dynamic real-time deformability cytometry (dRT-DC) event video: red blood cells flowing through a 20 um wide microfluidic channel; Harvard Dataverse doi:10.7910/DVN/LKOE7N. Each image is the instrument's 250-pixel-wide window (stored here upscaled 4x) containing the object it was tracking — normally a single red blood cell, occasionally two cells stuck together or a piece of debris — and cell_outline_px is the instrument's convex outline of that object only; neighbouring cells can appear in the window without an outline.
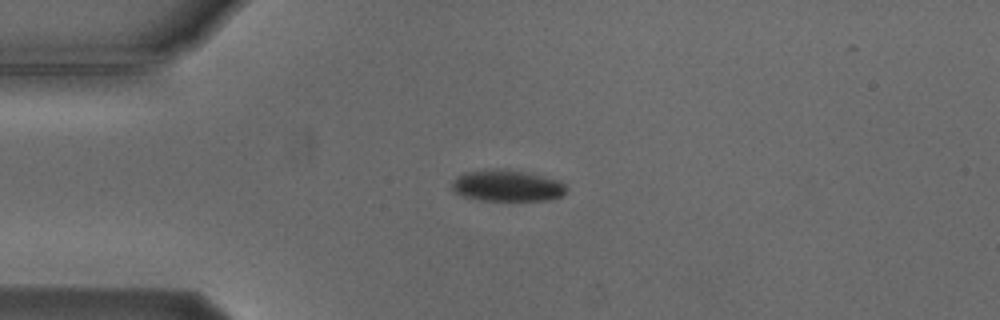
{"species": "Egyptian fruit bat (a non-hibernating species)", "species_latin": "Rousettus aegyptiacus", "temperature_condition": "cold", "stored_images_in_passage": 4, "camera_frame_rate_fps": 3000, "um_per_image_px": 0.085, "animal": {"sex": "male"}, "frame": {"image": 1, "passage_image": 1, "time_ms": 0.0, "image_size_px": [1000, 320], "cell_outline_px": [[568, 188], [560, 196], [548, 200], [480, 200], [464, 196], [452, 192], [452, 184], [464, 172], [496, 168], [504, 168], [524, 172], [560, 180]], "centroid_in_image_um": [43.11, 15.78], "position_along_channel_um": 41.9, "area_um2": 20.81}}
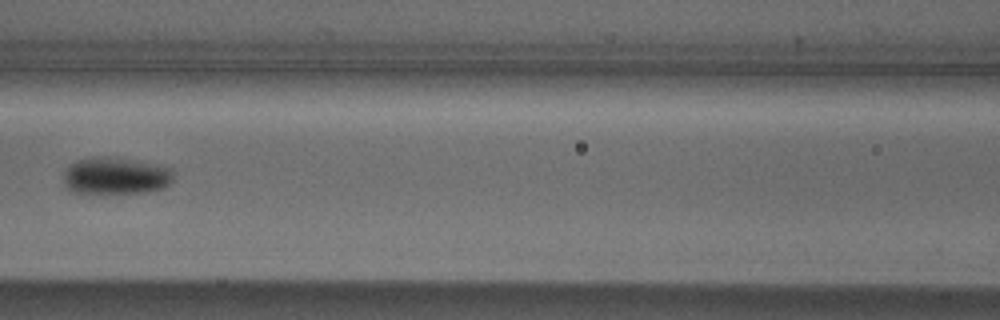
{"frame": {"image": 2, "passage_image": 4, "time_ms": 3.667, "image_size_px": [1000, 320], "cell_outline_px": [[172, 180], [164, 188], [152, 192], [72, 192], [64, 184], [64, 172], [76, 160], [96, 156], [116, 156], [172, 168]], "centroid_in_image_um": [9.84, 14.92], "position_along_channel_um": 156.8, "area_um2": 23.64}}